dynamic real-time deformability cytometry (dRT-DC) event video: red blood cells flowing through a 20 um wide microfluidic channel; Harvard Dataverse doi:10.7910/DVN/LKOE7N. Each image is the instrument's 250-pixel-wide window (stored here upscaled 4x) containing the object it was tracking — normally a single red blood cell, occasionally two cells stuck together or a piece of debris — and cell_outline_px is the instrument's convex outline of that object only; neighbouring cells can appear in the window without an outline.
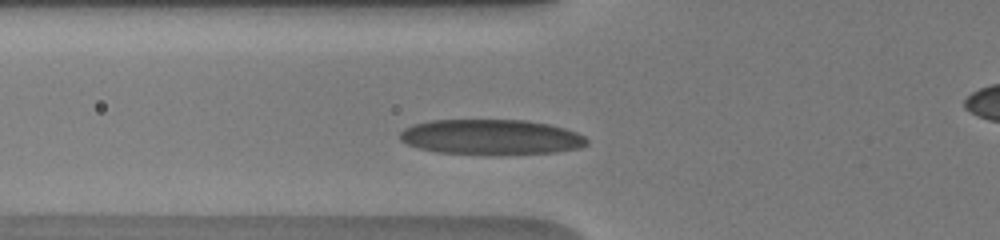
{"species": "human", "species_latin": "Homo sapiens", "temperature_condition": "warm", "stored_images_in_passage": 7, "camera_frame_rate_fps": 3000, "um_per_image_px": 0.085, "donor": {"sex": "male"}, "frame": {"image": 1, "passage_image": 5, "time_ms": 1.333, "image_size_px": [1000, 240], "cell_outline_px": [[588, 144], [580, 148], [556, 152], [500, 156], [492, 156], [436, 152], [420, 148], [408, 144], [400, 140], [400, 132], [404, 128], [412, 124], [432, 120], [524, 120], [548, 124], [564, 128], [576, 132], [584, 136], [588, 140]], "centroid_in_image_um": [41.75, 11.67], "position_along_channel_um": 84.0, "area_um2": 39.13}}